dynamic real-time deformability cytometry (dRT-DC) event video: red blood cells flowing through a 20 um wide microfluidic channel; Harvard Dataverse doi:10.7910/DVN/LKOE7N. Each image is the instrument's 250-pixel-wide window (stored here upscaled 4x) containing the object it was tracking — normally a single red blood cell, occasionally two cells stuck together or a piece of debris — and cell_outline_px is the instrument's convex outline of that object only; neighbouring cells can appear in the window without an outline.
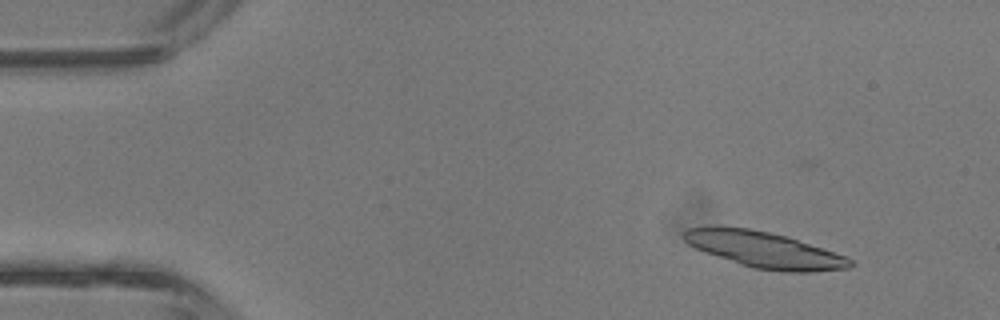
{"species": "common noctule bat (a hibernating species)", "species_latin": "Nyctalus noctula", "temperature_condition": "room temperature", "stored_images_in_passage": 9, "camera_frame_rate_fps": 3000, "um_per_image_px": 0.085, "animal": {"sex": "male", "body_mass_g": 13.3}, "frame": {"image": 1, "passage_image": 2, "time_ms": 0.333, "image_size_px": [1000, 320], "cell_outline_px": [[856, 264], [848, 268], [812, 272], [780, 272], [752, 268], [740, 264], [696, 248], [688, 244], [684, 240], [684, 232], [688, 228], [716, 224], [748, 228], [788, 236], [844, 256], [852, 260]], "centroid_in_image_um": [64.94, 21.21], "position_along_channel_um": 20.1, "area_um2": 35.08}}